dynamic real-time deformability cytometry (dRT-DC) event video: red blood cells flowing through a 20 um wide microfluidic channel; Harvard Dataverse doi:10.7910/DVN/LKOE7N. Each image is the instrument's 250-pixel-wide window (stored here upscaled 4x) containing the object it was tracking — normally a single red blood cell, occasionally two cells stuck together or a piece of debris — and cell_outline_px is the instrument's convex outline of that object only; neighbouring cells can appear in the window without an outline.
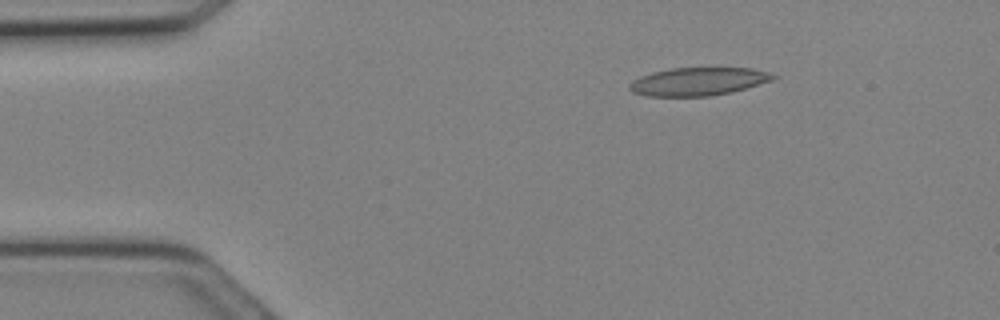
{"species": "Egyptian fruit bat (a non-hibernating species)", "species_latin": "Rousettus aegyptiacus", "temperature_condition": "cold", "stored_images_in_passage": 9, "camera_frame_rate_fps": 3000, "um_per_image_px": 0.085, "animal": {"sex": "female"}, "frame": {"image": 1, "passage_image": 1, "time_ms": 0.0, "image_size_px": [1000, 320], "cell_outline_px": [[780, 76], [772, 80], [732, 92], [708, 96], [648, 96], [632, 92], [628, 88], [628, 84], [632, 80], [640, 76], [652, 72], [672, 68], [752, 68], [768, 72]], "centroid_in_image_um": [59.33, 6.92], "position_along_channel_um": 25.7, "area_um2": 23.52}}
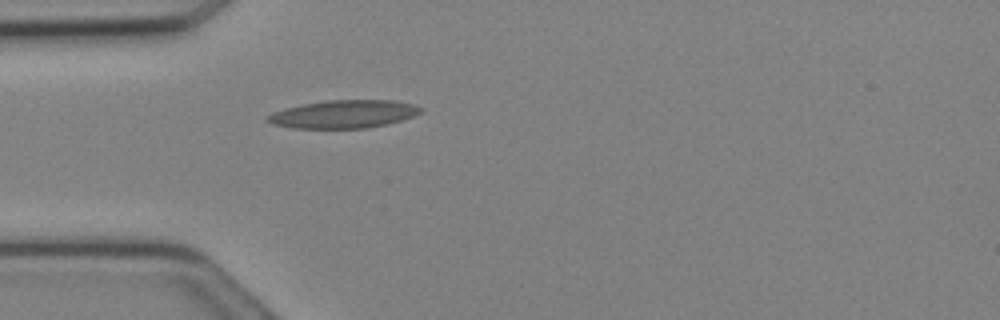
{"frame": {"image": 2, "passage_image": 5, "time_ms": 1.333, "image_size_px": [1000, 320], "cell_outline_px": [[424, 108], [420, 112], [412, 116], [388, 124], [364, 128], [292, 128], [276, 124], [264, 120], [264, 116], [272, 112], [304, 104], [328, 100], [392, 100], [412, 104]], "centroid_in_image_um": [29.19, 9.7], "position_along_channel_um": 55.8, "area_um2": 24.74}}
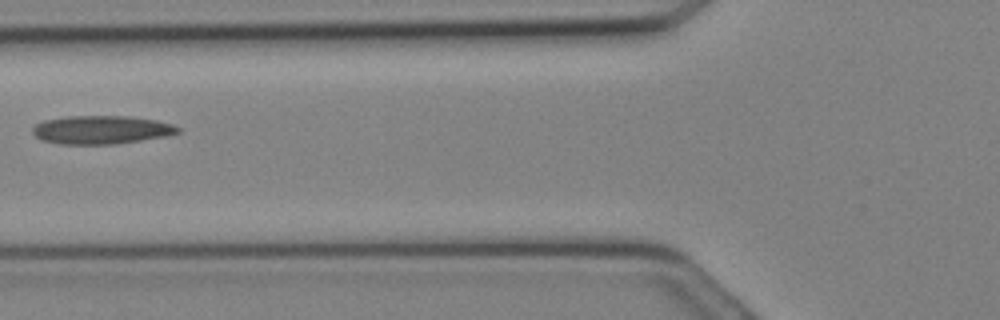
{"frame": {"image": 3, "passage_image": 8, "time_ms": 2.333, "image_size_px": [1000, 320], "cell_outline_px": [[180, 132], [168, 136], [116, 144], [60, 144], [40, 140], [32, 132], [32, 128], [36, 124], [44, 120], [68, 116], [128, 116], [156, 120], [172, 124], [180, 128]], "centroid_in_image_um": [8.62, 11.03], "position_along_channel_um": 117.2, "area_um2": 24.16}}